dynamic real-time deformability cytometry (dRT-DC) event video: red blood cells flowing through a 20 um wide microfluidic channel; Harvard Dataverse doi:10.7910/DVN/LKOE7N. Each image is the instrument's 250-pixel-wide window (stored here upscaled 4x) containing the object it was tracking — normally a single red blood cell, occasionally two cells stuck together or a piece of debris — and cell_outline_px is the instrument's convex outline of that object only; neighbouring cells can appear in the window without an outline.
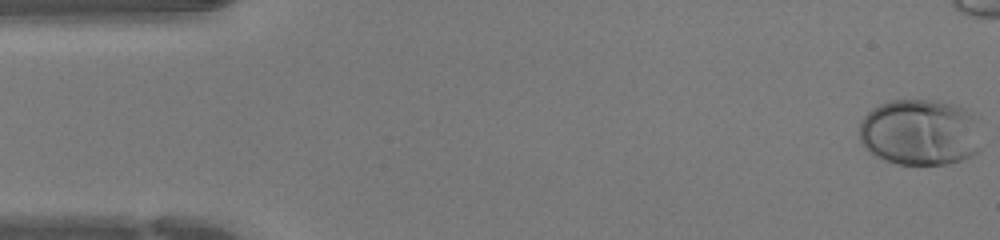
{"species": "human", "species_latin": "Homo sapiens", "temperature_condition": "warm", "stored_images_in_passage": 36, "camera_frame_rate_fps": 3000, "um_per_image_px": 0.085, "donor": {"sex": "female"}, "frame": {"image": 1, "passage_image": 1, "time_ms": 0.0, "image_size_px": [1000, 240], "cell_outline_px": [[980, 148], [972, 156], [948, 164], [900, 164], [884, 160], [872, 156], [864, 148], [860, 140], [860, 120], [872, 108], [888, 100], [936, 100], [952, 104], [964, 108], [976, 116]], "centroid_in_image_um": [78.17, 11.25], "position_along_channel_um": 6.8, "area_um2": 47.69}}
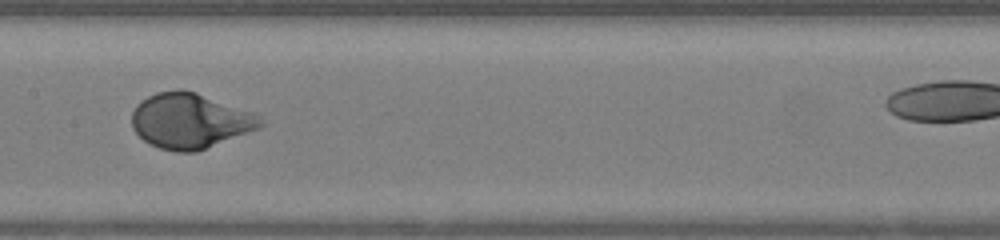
{"frame": {"image": 2, "passage_image": 22, "time_ms": 7.0, "image_size_px": [1000, 240], "cell_outline_px": [[264, 124], [260, 128], [196, 152], [176, 152], [160, 148], [148, 144], [132, 128], [132, 112], [136, 104], [148, 96], [156, 92], [176, 88], [184, 88], [256, 112], [264, 120]], "centroid_in_image_um": [16.18, 10.25], "position_along_channel_um": 191.2, "area_um2": 42.02}}
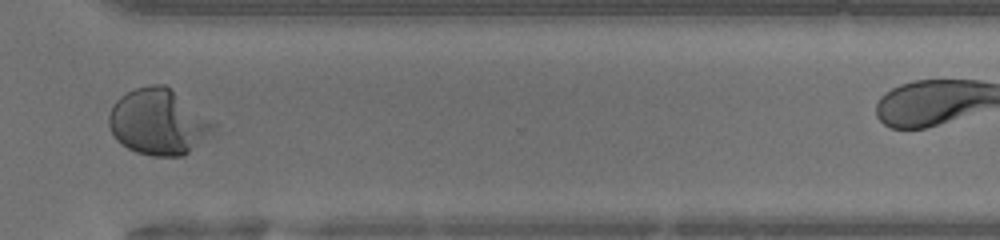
{"frame": {"image": 3, "passage_image": 33, "time_ms": 10.667, "image_size_px": [1000, 240], "cell_outline_px": [[220, 124], [212, 132], [184, 156], [152, 156], [136, 152], [120, 144], [116, 140], [108, 124], [108, 116], [116, 100], [120, 96], [136, 88], [152, 84], [164, 84]], "centroid_in_image_um": [13.48, 10.37], "position_along_channel_um": 357.1, "area_um2": 40.23}}